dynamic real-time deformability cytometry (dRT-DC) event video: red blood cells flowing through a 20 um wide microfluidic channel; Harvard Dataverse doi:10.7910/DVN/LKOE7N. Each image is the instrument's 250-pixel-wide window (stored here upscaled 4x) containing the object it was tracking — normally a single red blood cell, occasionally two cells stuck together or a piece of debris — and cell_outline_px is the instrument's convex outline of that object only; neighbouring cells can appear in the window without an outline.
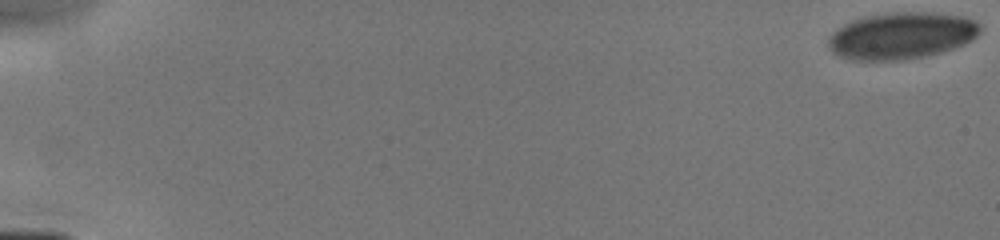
{"species": "human", "species_latin": "Homo sapiens", "temperature_condition": "cold", "stored_images_in_passage": 44, "camera_frame_rate_fps": 3000, "um_per_image_px": 0.085, "donor": {"sex": "male"}, "frame": {"image": 1, "passage_image": 1, "time_ms": 0.0, "image_size_px": [1000, 240], "cell_outline_px": [[980, 32], [972, 40], [956, 48], [940, 52], [904, 60], [852, 60], [840, 56], [832, 52], [828, 44], [828, 36], [832, 32], [844, 24], [852, 20], [864, 16], [896, 12], [932, 12], [964, 16], [976, 20], [980, 24]], "centroid_in_image_um": [76.64, 3.02], "position_along_channel_um": 8.4, "area_um2": 41.56}}
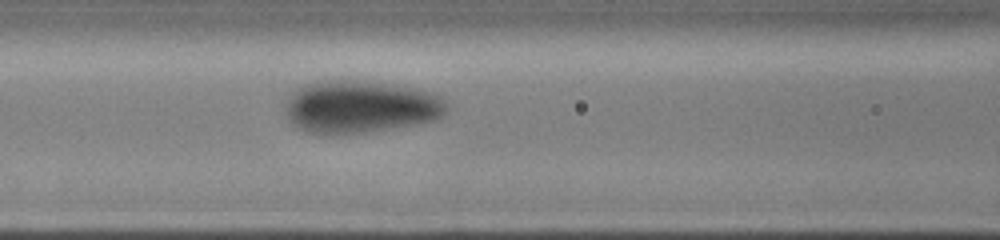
{"frame": {"image": 2, "passage_image": 19, "time_ms": 7.333, "image_size_px": [1000, 240], "cell_outline_px": [[448, 108], [436, 120], [416, 124], [364, 132], [324, 136], [304, 132], [292, 124], [288, 120], [284, 112], [284, 108], [292, 92], [304, 84], [316, 80], [364, 80], [420, 88], [444, 96], [448, 104]], "centroid_in_image_um": [30.61, 9.07], "position_along_channel_um": 136.0, "area_um2": 50.58}}
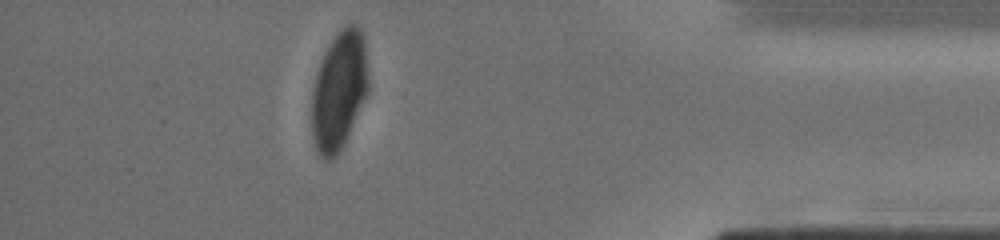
{"frame": {"image": 3, "passage_image": 39, "time_ms": 14.333, "image_size_px": [1000, 240], "cell_outline_px": [[368, 92], [344, 144], [340, 152], [332, 160], [324, 160], [320, 156], [316, 148], [312, 136], [312, 92], [316, 72], [320, 60], [324, 52], [332, 40], [348, 24], [352, 24], [360, 28], [364, 40], [368, 80]], "centroid_in_image_um": [28.8, 7.75], "position_along_channel_um": 406.4, "area_um2": 38.9}}